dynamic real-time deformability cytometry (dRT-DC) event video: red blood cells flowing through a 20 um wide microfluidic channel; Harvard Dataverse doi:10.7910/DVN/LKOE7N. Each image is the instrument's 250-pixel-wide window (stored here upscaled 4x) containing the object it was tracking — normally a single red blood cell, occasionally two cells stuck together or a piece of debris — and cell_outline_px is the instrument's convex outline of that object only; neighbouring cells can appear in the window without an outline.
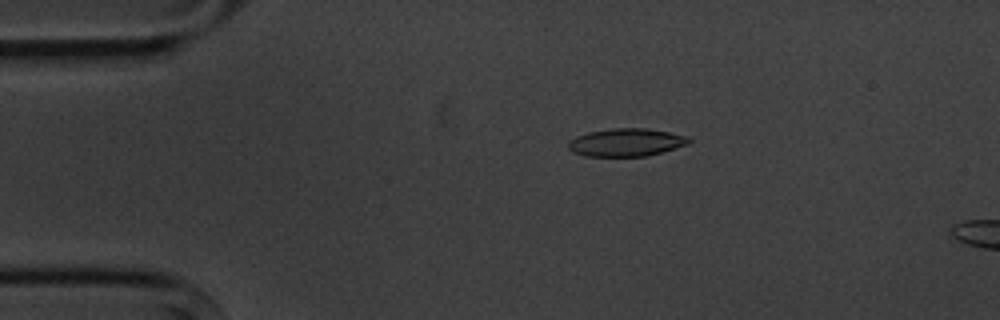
{"species": "common noctule bat (a hibernating species)", "species_latin": "Nyctalus noctula", "temperature_condition": "cold", "stored_images_in_passage": 5, "camera_frame_rate_fps": 3000, "um_per_image_px": 0.085, "animal": {"sex": "male", "body_mass_g": 20.1, "forearm_length_mm": 53.5}, "frame": {"image": 1, "passage_image": 3, "time_ms": 2.333, "image_size_px": [1000, 320], "cell_outline_px": [[692, 140], [688, 144], [660, 152], [644, 156], [584, 156], [572, 152], [568, 148], [568, 144], [576, 136], [588, 132], [612, 128], [644, 128], [668, 132], [688, 136]], "centroid_in_image_um": [53.21, 12.1], "position_along_channel_um": 31.8, "area_um2": 19.42}}